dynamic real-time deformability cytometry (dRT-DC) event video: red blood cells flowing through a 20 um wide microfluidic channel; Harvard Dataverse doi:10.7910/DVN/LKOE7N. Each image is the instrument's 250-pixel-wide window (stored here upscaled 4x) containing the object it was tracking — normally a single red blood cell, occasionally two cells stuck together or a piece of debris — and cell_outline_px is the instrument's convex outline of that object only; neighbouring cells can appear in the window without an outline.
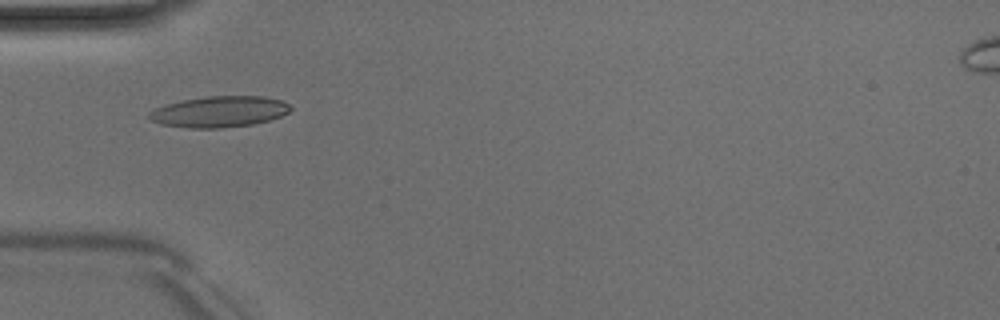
{"species": "Egyptian fruit bat (a non-hibernating species)", "species_latin": "Rousettus aegyptiacus", "temperature_condition": "room temperature", "stored_images_in_passage": 43, "camera_frame_rate_fps": 3000, "um_per_image_px": 0.085, "animal": {"sex": "male"}, "frame": {"image": 1, "passage_image": 9, "time_ms": 2.667, "image_size_px": [1000, 320], "cell_outline_px": [[292, 108], [288, 112], [280, 116], [268, 120], [252, 124], [220, 128], [188, 128], [160, 124], [152, 120], [148, 116], [148, 112], [156, 108], [168, 104], [184, 100], [208, 96], [264, 96], [284, 100]], "centroid_in_image_um": [18.66, 9.49], "position_along_channel_um": 66.3, "area_um2": 25.43}}
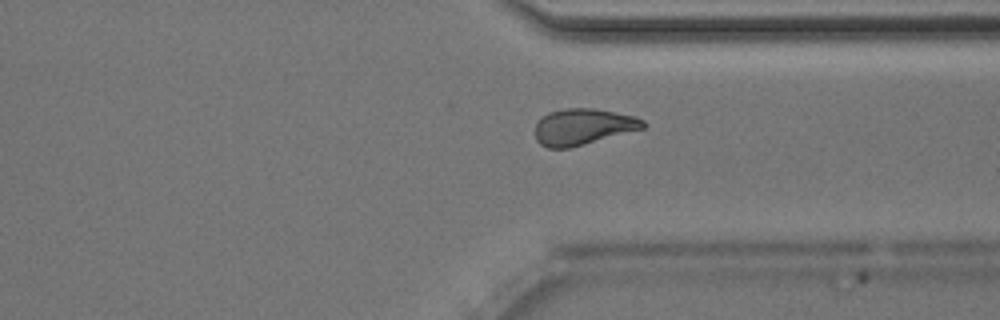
{"frame": {"image": 2, "passage_image": 31, "time_ms": 10.0, "image_size_px": [1000, 320], "cell_outline_px": [[644, 128], [584, 144], [568, 148], [548, 148], [540, 144], [536, 140], [536, 124], [548, 112], [564, 108], [596, 108], [636, 116], [644, 120]], "centroid_in_image_um": [49.56, 10.76], "position_along_channel_um": 361.8, "area_um2": 22.66}}
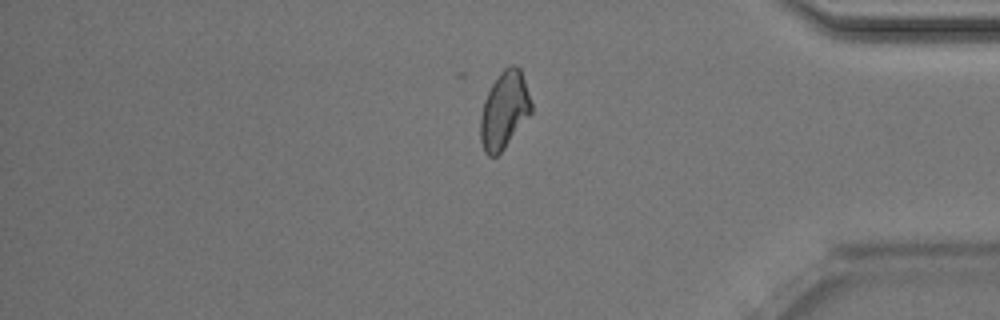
{"frame": {"image": 3, "passage_image": 35, "time_ms": 11.333, "image_size_px": [1000, 320], "cell_outline_px": [[532, 112], [504, 148], [496, 156], [488, 156], [484, 152], [480, 140], [480, 116], [484, 100], [492, 84], [500, 72], [504, 68], [512, 64], [516, 64], [520, 68], [532, 104]], "centroid_in_image_um": [42.85, 9.36], "position_along_channel_um": 392.4, "area_um2": 22.77}, "authors_computed_cell_mechanics": {"area_um2": 22.9466, "velocity_mm_per_s": 4.0366, "shape_relaxation_time_tau1_ms": 7.2146, "shape_relaxation_time_tau2_ms": 2.3521, "deformation_change_tau1": 0.2091, "deformation_change_tau2": 0.0753}}